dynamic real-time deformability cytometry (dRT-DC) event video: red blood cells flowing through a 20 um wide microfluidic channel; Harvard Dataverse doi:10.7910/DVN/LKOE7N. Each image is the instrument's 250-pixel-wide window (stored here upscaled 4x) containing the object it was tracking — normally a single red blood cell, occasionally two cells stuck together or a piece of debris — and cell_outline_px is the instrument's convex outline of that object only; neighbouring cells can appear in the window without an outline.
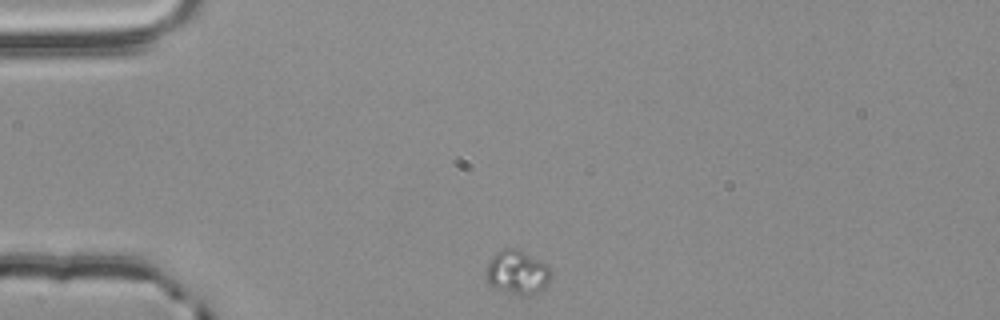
{"species": "common noctule bat (a hibernating species)", "species_latin": "Nyctalus noctula", "temperature_condition": "room temperature", "stored_images_in_passage": 45, "camera_frame_rate_fps": 3000, "um_per_image_px": 0.085, "animal": {"sex": "male", "body_mass_g": 20.4}, "frame": {"image": 1, "passage_image": 1, "time_ms": 0.0, "image_size_px": [1000, 320], "cell_outline_px": [[552, 276], [548, 284], [540, 292], [528, 296], [520, 296], [508, 292], [488, 284], [484, 276], [484, 272], [488, 260], [492, 256], [504, 248], [516, 248], [548, 264], [552, 272]], "centroid_in_image_um": [43.97, 23.16], "position_along_channel_um": 41.0, "area_um2": 17.11}}